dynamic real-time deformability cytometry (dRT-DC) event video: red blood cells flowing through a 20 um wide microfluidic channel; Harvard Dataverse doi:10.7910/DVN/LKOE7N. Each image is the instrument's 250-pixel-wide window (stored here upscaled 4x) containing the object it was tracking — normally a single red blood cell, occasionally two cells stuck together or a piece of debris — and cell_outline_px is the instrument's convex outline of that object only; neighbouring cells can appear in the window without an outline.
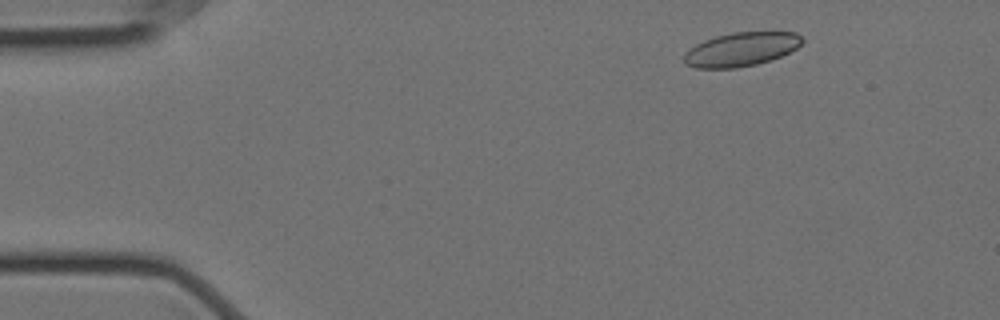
{"species": "Egyptian fruit bat (a non-hibernating species)", "species_latin": "Rousettus aegyptiacus", "temperature_condition": "cold", "stored_images_in_passage": 6, "camera_frame_rate_fps": 3000, "um_per_image_px": 0.085, "animal": {"sex": "female"}, "frame": {"image": 1, "passage_image": 2, "time_ms": 0.333, "image_size_px": [1000, 320], "cell_outline_px": [[804, 40], [796, 48], [772, 60], [756, 64], [736, 68], [696, 68], [684, 64], [684, 52], [688, 48], [704, 40], [716, 36], [732, 32], [796, 32], [804, 36]], "centroid_in_image_um": [62.98, 4.19], "position_along_channel_um": 22.0, "area_um2": 23.47}}
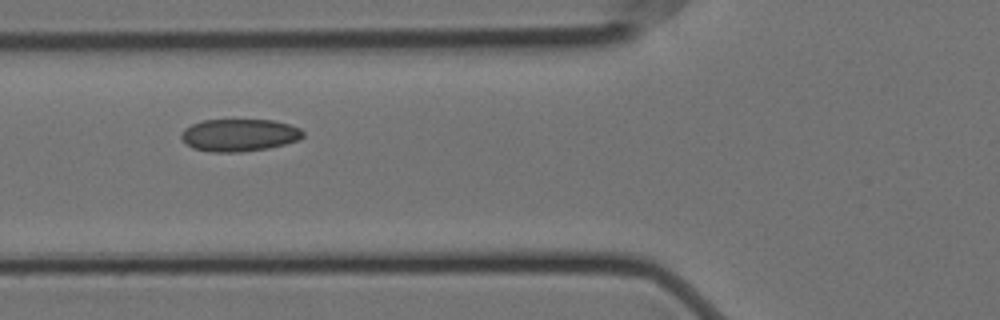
{"frame": {"image": 2, "passage_image": 6, "time_ms": 1.667, "image_size_px": [1000, 320], "cell_outline_px": [[304, 136], [296, 140], [284, 144], [268, 148], [240, 152], [212, 152], [192, 148], [180, 136], [184, 128], [192, 124], [204, 120], [272, 120], [288, 124], [300, 128], [304, 132]], "centroid_in_image_um": [20.33, 11.48], "position_along_channel_um": 105.5, "area_um2": 22.83}}